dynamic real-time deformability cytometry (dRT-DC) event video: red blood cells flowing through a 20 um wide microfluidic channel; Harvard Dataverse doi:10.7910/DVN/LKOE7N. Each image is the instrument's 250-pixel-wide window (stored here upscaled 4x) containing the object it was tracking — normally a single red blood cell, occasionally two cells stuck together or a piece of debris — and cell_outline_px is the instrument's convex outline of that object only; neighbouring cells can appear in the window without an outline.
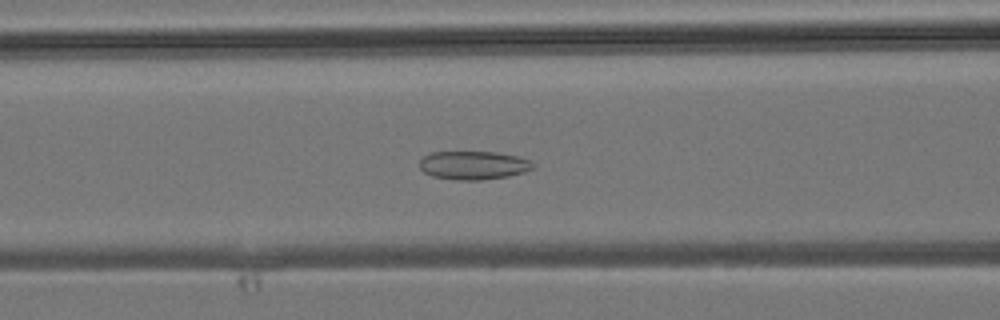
{"species": "common noctule bat (a hibernating species)", "species_latin": "Nyctalus noctula", "temperature_condition": "room temperature", "stored_images_in_passage": 37, "camera_frame_rate_fps": 3000, "um_per_image_px": 0.085, "animal": {"sex": "male", "body_mass_g": 19.2, "forearm_length_mm": 51.8}, "frame": {"image": 1, "passage_image": 17, "time_ms": 5.333, "image_size_px": [1000, 320], "cell_outline_px": [[536, 164], [532, 168], [524, 172], [508, 176], [480, 180], [456, 180], [432, 176], [424, 172], [420, 168], [420, 160], [424, 156], [432, 152], [496, 152], [520, 156], [532, 160]], "centroid_in_image_um": [40.28, 14.04], "position_along_channel_um": 126.3, "area_um2": 18.96}}
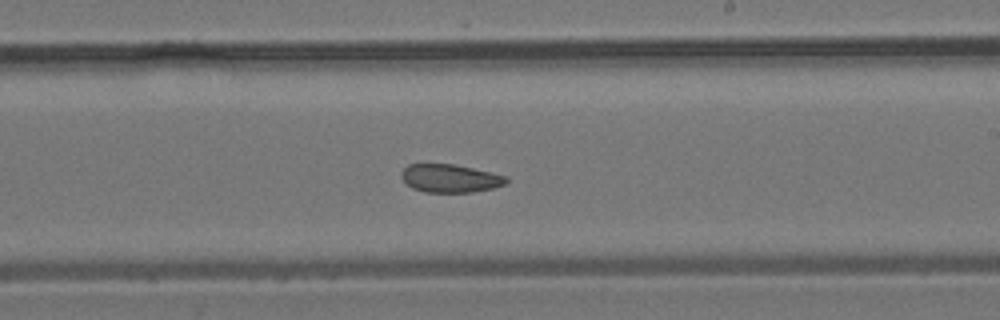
{"frame": {"image": 2, "passage_image": 25, "time_ms": 8.0, "image_size_px": [1000, 320], "cell_outline_px": [[508, 180], [504, 184], [492, 188], [472, 192], [424, 192], [412, 188], [400, 176], [400, 172], [408, 164], [452, 164], [472, 168], [508, 176]], "centroid_in_image_um": [38.24, 15.15], "position_along_channel_um": 250.8, "area_um2": 17.11}}
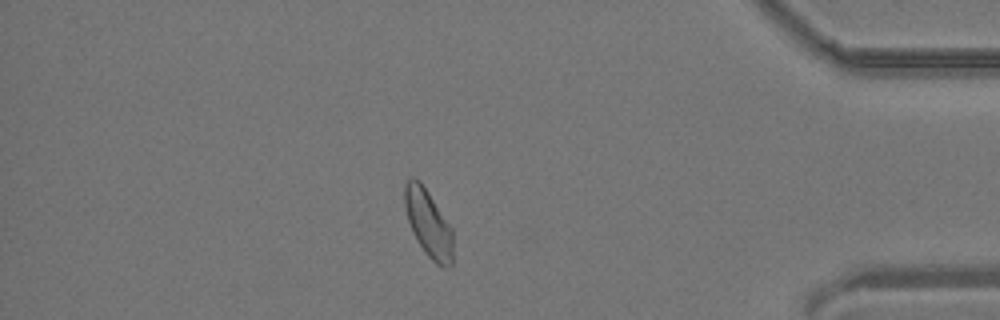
{"frame": {"image": 3, "passage_image": 37, "time_ms": 12.0, "image_size_px": [1000, 320], "cell_outline_px": [[452, 264], [448, 268], [436, 264], [424, 252], [412, 232], [408, 220], [404, 204], [404, 184], [412, 176], [420, 180], [452, 228]], "centroid_in_image_um": [36.39, 18.97], "position_along_channel_um": 398.8, "area_um2": 18.9}}